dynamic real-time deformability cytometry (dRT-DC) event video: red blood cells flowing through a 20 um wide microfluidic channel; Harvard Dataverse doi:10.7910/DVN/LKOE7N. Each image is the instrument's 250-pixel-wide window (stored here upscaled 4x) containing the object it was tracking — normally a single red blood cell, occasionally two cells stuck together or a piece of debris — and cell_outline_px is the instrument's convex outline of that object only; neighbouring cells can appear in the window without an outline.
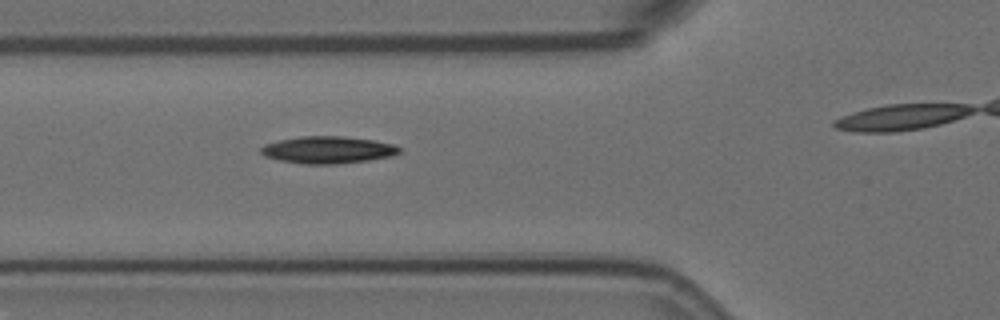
{"species": "Egyptian fruit bat (a non-hibernating species)", "species_latin": "Rousettus aegyptiacus", "temperature_condition": "room temperature", "stored_images_in_passage": 5, "camera_frame_rate_fps": 3000, "um_per_image_px": 0.085, "animal": {"sex": "female"}, "frame": {"image": 1, "passage_image": 5, "time_ms": 1.333, "image_size_px": [1000, 320], "cell_outline_px": [[400, 152], [392, 156], [368, 160], [336, 164], [304, 164], [280, 160], [264, 156], [260, 152], [260, 148], [264, 144], [280, 140], [300, 136], [344, 136], [372, 140], [396, 144], [400, 148]], "centroid_in_image_um": [27.87, 12.73], "position_along_channel_um": 97.9, "area_um2": 21.91}}